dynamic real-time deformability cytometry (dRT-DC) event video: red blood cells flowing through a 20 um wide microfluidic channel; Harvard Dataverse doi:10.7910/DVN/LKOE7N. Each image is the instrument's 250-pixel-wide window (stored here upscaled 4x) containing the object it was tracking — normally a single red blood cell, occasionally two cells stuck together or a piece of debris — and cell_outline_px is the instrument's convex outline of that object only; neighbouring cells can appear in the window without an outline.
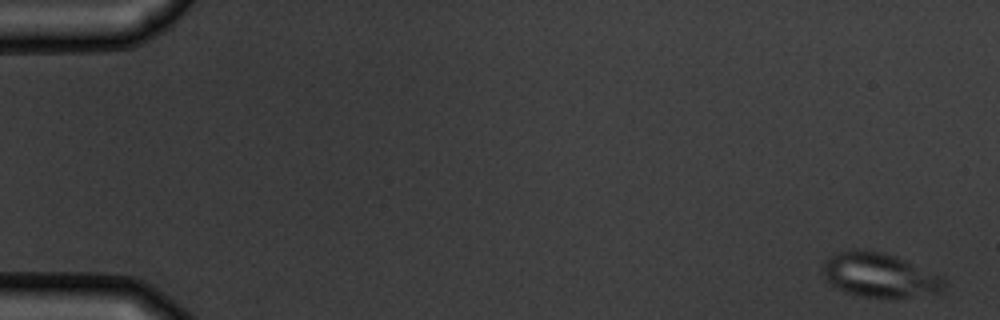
{"species": "common noctule bat (a hibernating species)", "species_latin": "Nyctalus noctula", "temperature_condition": "warm", "stored_images_in_passage": 5, "camera_frame_rate_fps": 3000, "um_per_image_px": 0.085, "animal": {"sex": "male", "body_mass_g": 19.5, "forearm_length_mm": 54.6}, "frame": {"image": 1, "passage_image": 1, "time_ms": 0.0, "image_size_px": [1000, 320], "cell_outline_px": [[944, 284], [940, 292], [908, 296], [860, 296], [836, 288], [820, 272], [824, 260], [828, 256], [836, 252], [848, 248], [856, 248], [880, 252], [896, 256], [940, 276], [944, 280]], "centroid_in_image_um": [74.65, 23.33], "position_along_channel_um": 10.4, "area_um2": 30.81}}